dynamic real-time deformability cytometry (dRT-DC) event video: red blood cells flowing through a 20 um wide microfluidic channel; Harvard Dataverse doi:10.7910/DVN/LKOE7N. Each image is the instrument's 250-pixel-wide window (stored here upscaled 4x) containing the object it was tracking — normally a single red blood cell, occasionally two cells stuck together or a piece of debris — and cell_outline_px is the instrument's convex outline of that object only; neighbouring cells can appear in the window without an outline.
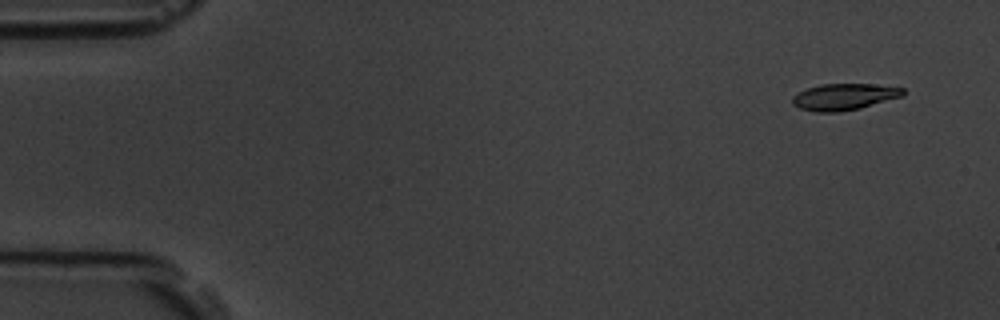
{"species": "common noctule bat (a hibernating species)", "species_latin": "Nyctalus noctula", "temperature_condition": "room temperature", "stored_images_in_passage": 8, "camera_frame_rate_fps": 3000, "um_per_image_px": 0.085, "animal": {"sex": "male", "body_mass_g": 19.5, "forearm_length_mm": 54.6}, "frame": {"image": 1, "passage_image": 1, "time_ms": 0.0, "image_size_px": [1000, 320], "cell_outline_px": [[904, 96], [860, 108], [840, 112], [816, 112], [800, 108], [792, 104], [792, 96], [808, 88], [820, 84], [872, 84], [904, 88]], "centroid_in_image_um": [71.76, 8.23], "position_along_channel_um": 13.2, "area_um2": 17.05}}
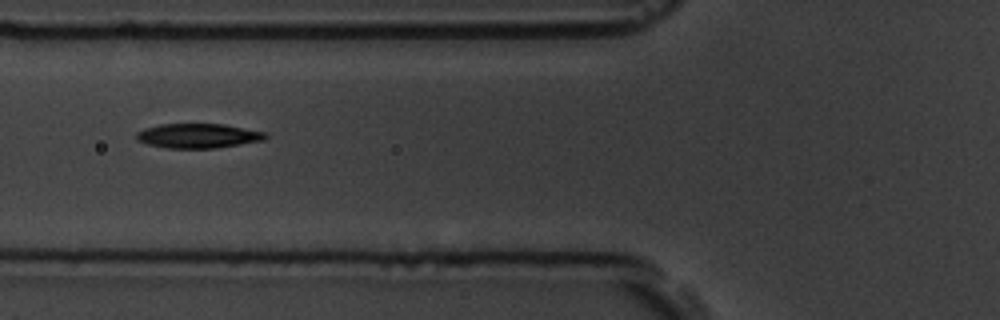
{"frame": {"image": 2, "passage_image": 6, "time_ms": 5.667, "image_size_px": [1000, 320], "cell_outline_px": [[268, 136], [264, 140], [216, 148], [164, 148], [148, 144], [136, 140], [136, 132], [144, 128], [160, 124], [224, 124], [264, 132]], "centroid_in_image_um": [16.8, 11.54], "position_along_channel_um": 109.0, "area_um2": 18.44}}
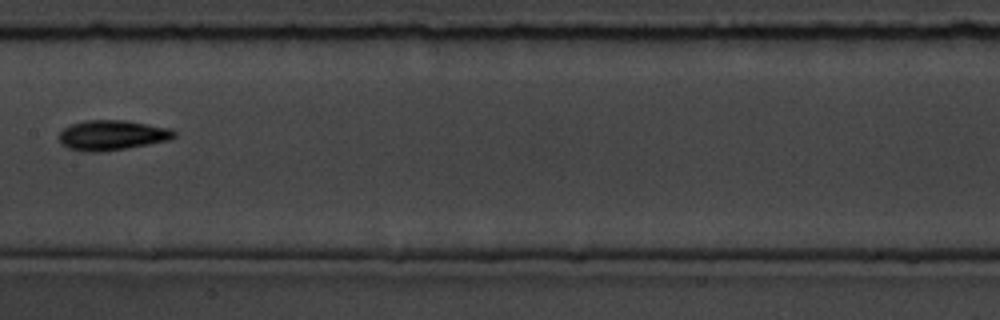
{"frame": {"image": 3, "passage_image": 8, "time_ms": 8.0, "image_size_px": [1000, 320], "cell_outline_px": [[176, 136], [172, 140], [124, 148], [96, 152], [84, 152], [68, 148], [60, 144], [60, 132], [64, 128], [72, 124], [84, 120], [124, 120], [172, 128], [176, 132]], "centroid_in_image_um": [9.55, 11.48], "position_along_channel_um": 197.9, "area_um2": 20.17}}